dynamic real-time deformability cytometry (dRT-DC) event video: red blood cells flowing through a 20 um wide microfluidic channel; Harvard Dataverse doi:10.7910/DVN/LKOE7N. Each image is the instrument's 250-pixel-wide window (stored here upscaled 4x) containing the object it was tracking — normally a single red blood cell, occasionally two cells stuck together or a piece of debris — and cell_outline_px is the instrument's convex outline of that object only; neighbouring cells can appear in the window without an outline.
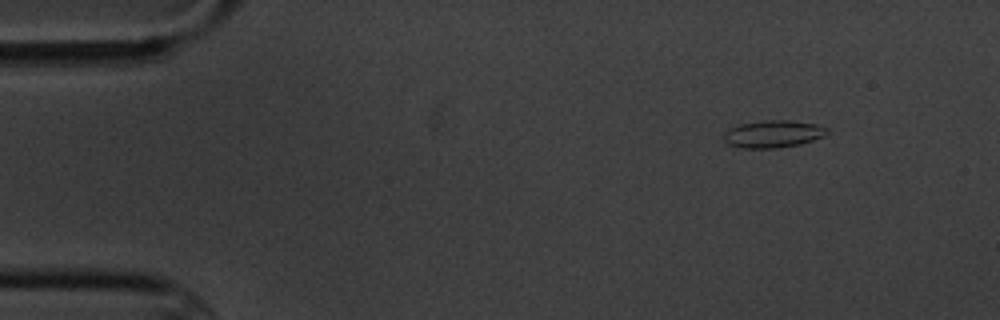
{"species": "common noctule bat (a hibernating species)", "species_latin": "Nyctalus noctula", "temperature_condition": "cold", "stored_images_in_passage": 4, "camera_frame_rate_fps": 3000, "um_per_image_px": 0.085, "animal": {"sex": "male", "body_mass_g": 20.1, "forearm_length_mm": 53.5}, "frame": {"image": 1, "passage_image": 2, "time_ms": 1.333, "image_size_px": [1000, 320], "cell_outline_px": [[828, 132], [824, 136], [800, 144], [776, 148], [744, 148], [728, 144], [724, 140], [724, 132], [728, 128], [740, 124], [764, 120], [788, 120], [816, 124], [828, 128]], "centroid_in_image_um": [65.7, 11.38], "position_along_channel_um": 19.3, "area_um2": 16.42}}
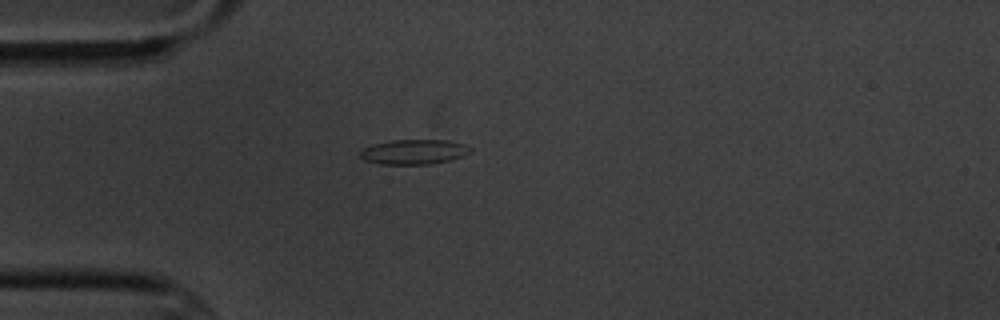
{"frame": {"image": 2, "passage_image": 4, "time_ms": 4.333, "image_size_px": [1000, 320], "cell_outline_px": [[472, 152], [464, 156], [432, 164], [380, 164], [364, 160], [360, 156], [360, 152], [364, 148], [372, 144], [392, 140], [448, 140], [464, 144], [472, 148]], "centroid_in_image_um": [35.2, 12.9], "position_along_channel_um": 49.8, "area_um2": 16.01}}